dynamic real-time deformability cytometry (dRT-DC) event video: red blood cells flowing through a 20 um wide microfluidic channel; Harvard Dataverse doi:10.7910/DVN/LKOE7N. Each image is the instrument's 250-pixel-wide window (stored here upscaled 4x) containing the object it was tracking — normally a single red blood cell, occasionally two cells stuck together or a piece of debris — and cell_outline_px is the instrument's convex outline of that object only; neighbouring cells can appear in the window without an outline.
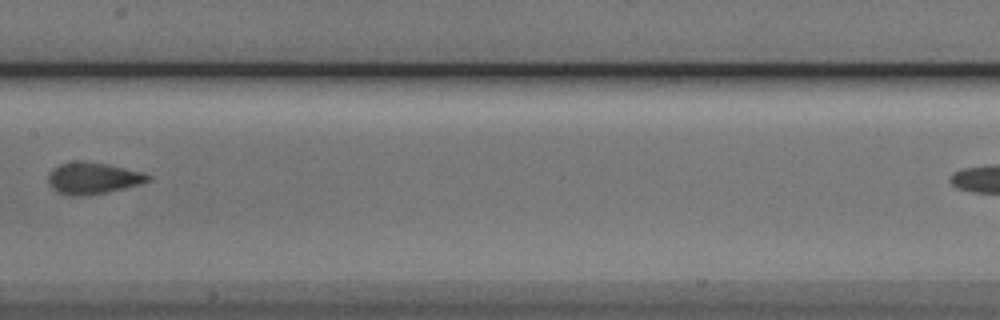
{"species": "Egyptian fruit bat (a non-hibernating species)", "species_latin": "Rousettus aegyptiacus", "temperature_condition": "cold", "stored_images_in_passage": 5, "camera_frame_rate_fps": 3000, "um_per_image_px": 0.085, "animal": {"sex": "male"}, "frame": {"image": 1, "passage_image": 4, "time_ms": 1.0, "image_size_px": [1000, 320], "cell_outline_px": [[152, 176], [148, 180], [140, 184], [108, 192], [84, 196], [64, 196], [56, 192], [48, 184], [48, 176], [52, 168], [60, 164], [76, 160], [80, 160], [108, 164], [144, 172]], "centroid_in_image_um": [7.86, 15.15], "position_along_channel_um": 199.5, "area_um2": 18.73}}